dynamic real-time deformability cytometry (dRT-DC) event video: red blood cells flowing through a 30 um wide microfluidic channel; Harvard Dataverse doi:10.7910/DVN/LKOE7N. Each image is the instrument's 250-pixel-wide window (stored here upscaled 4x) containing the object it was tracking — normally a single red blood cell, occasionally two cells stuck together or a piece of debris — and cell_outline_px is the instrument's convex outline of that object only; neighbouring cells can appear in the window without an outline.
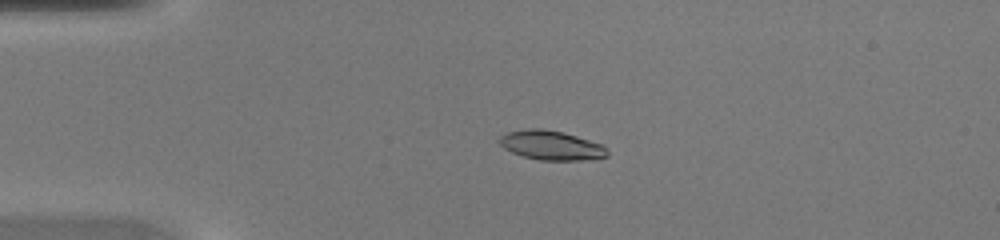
{"species": "common noctule bat (a hibernating species)", "species_latin": "Nyctalus noctula", "temperature_condition": "warm", "stored_images_in_passage": 47, "camera_frame_rate_fps": 3000, "um_per_image_px": 0.085, "animal": {"sex": "female", "body_mass_g": 20.0, "forearm_length_mm": 54.0}, "frame": {"image": 1, "passage_image": 12, "time_ms": 3.667, "image_size_px": [1000, 240], "cell_outline_px": [[608, 156], [580, 160], [540, 160], [524, 156], [512, 152], [504, 148], [496, 140], [500, 136], [508, 132], [528, 128], [540, 128], [564, 132], [604, 144], [608, 148]], "centroid_in_image_um": [46.87, 12.34], "position_along_channel_um": 38.1, "area_um2": 18.55}}
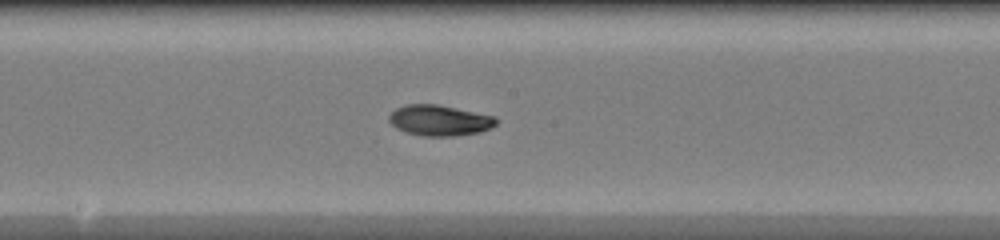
{"frame": {"image": 2, "passage_image": 26, "time_ms": 8.333, "image_size_px": [1000, 240], "cell_outline_px": [[496, 124], [492, 128], [480, 132], [456, 136], [420, 136], [396, 128], [388, 120], [388, 116], [396, 108], [408, 104], [436, 104], [496, 116]], "centroid_in_image_um": [37.37, 10.24], "position_along_channel_um": 210.8, "area_um2": 19.19}}
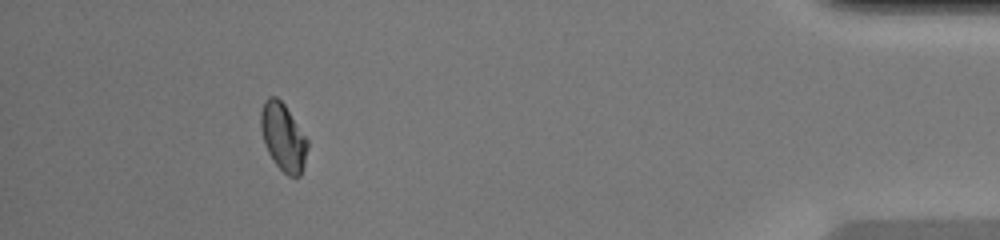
{"frame": {"image": 3, "passage_image": 43, "time_ms": 14.0, "image_size_px": [1000, 240], "cell_outline_px": [[308, 148], [304, 164], [300, 176], [288, 176], [276, 164], [268, 152], [264, 144], [260, 128], [260, 112], [264, 100], [268, 96], [276, 96], [284, 104], [308, 140]], "centroid_in_image_um": [24.05, 11.63], "position_along_channel_um": 411.1, "area_um2": 18.38}}